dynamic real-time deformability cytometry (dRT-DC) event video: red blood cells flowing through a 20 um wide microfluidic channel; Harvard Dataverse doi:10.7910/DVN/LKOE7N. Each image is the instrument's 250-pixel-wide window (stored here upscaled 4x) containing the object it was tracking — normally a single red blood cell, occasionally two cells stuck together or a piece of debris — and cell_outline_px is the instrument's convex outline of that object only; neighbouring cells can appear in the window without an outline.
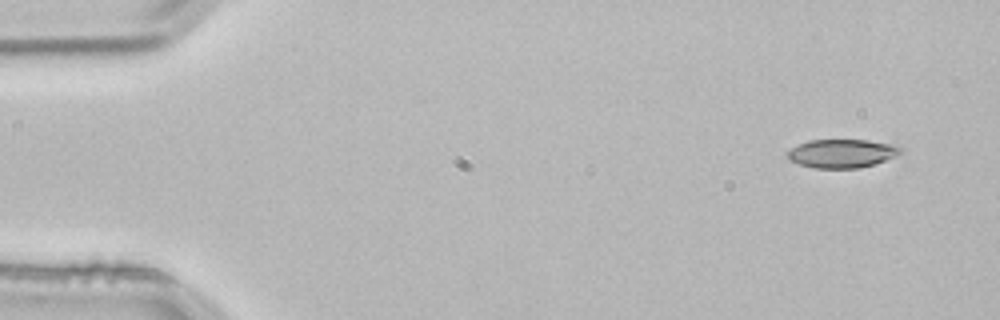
{"species": "common noctule bat (a hibernating species)", "species_latin": "Nyctalus noctula", "temperature_condition": "room temperature", "stored_images_in_passage": 4, "camera_frame_rate_fps": 3000, "um_per_image_px": 0.085, "animal": {"sex": "male", "body_mass_g": 21.5, "forearm_length_mm": 52.0}, "frame": {"image": 1, "passage_image": 1, "time_ms": 0.0, "image_size_px": [1000, 320], "cell_outline_px": [[904, 152], [896, 156], [876, 164], [860, 168], [816, 168], [800, 164], [788, 160], [788, 152], [796, 144], [808, 140], [868, 140], [892, 144], [904, 148]], "centroid_in_image_um": [71.6, 13.04], "position_along_channel_um": 13.4, "area_um2": 19.02}}
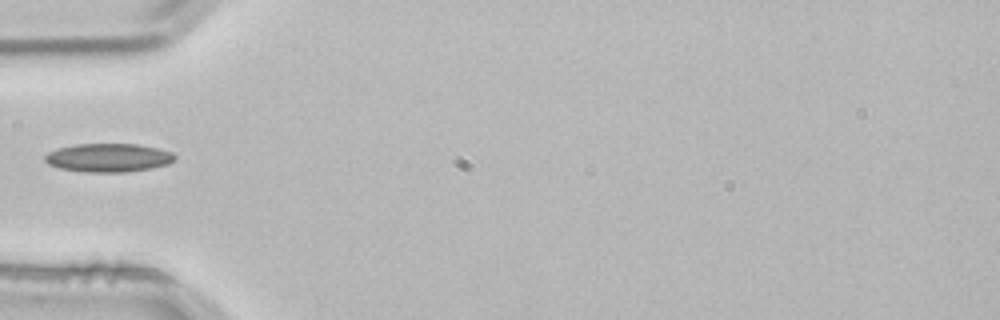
{"frame": {"image": 2, "passage_image": 4, "time_ms": 1.0, "image_size_px": [1000, 320], "cell_outline_px": [[176, 160], [168, 164], [152, 168], [124, 172], [88, 172], [60, 168], [48, 164], [44, 160], [44, 156], [48, 152], [60, 148], [76, 144], [136, 144], [156, 148], [172, 152], [176, 156]], "centroid_in_image_um": [9.23, 13.41], "position_along_channel_um": 75.8, "area_um2": 21.5}}